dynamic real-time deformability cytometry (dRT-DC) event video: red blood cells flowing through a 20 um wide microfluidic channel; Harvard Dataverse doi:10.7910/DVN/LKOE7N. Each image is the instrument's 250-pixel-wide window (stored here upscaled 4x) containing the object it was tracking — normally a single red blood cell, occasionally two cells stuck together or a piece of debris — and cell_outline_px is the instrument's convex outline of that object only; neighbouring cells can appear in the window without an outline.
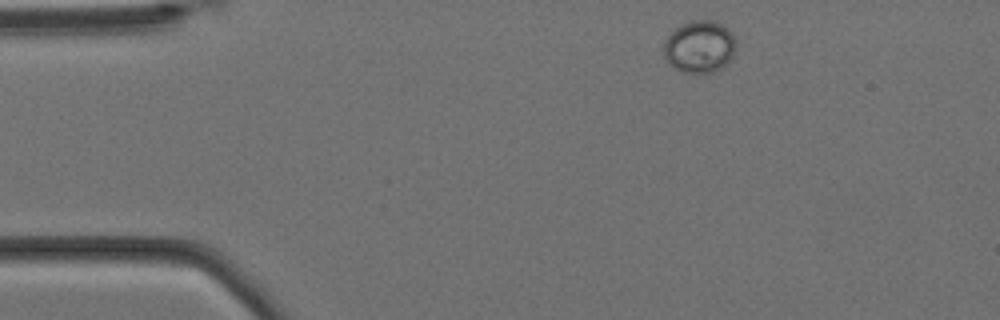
{"species": "Egyptian fruit bat (a non-hibernating species)", "species_latin": "Rousettus aegyptiacus", "temperature_condition": "cold", "stored_images_in_passage": 4, "camera_frame_rate_fps": 3000, "um_per_image_px": 0.085, "animal": {"sex": "female"}, "frame": {"image": 1, "passage_image": 1, "time_ms": 0.0, "image_size_px": [1000, 320], "cell_outline_px": [[736, 48], [732, 56], [720, 68], [712, 72], [680, 72], [668, 64], [664, 60], [664, 40], [676, 28], [692, 20], [716, 20], [732, 32], [736, 40]], "centroid_in_image_um": [59.45, 3.96], "position_along_channel_um": 25.6, "area_um2": 22.02}}
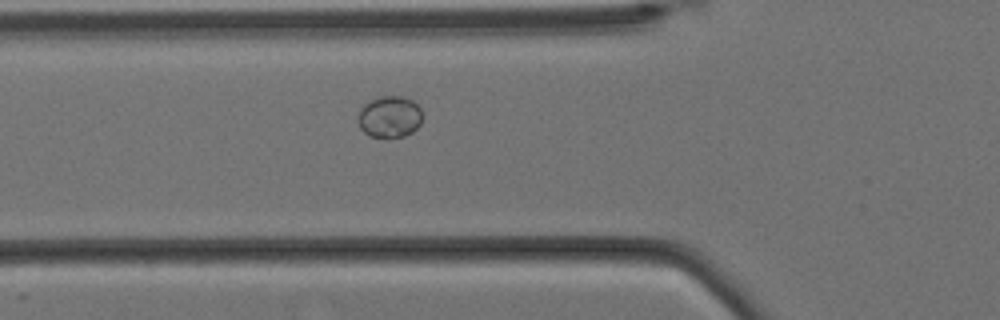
{"frame": {"image": 2, "passage_image": 4, "time_ms": 1.0, "image_size_px": [1000, 320], "cell_outline_px": [[420, 124], [412, 132], [404, 136], [368, 136], [360, 128], [356, 120], [356, 116], [360, 108], [364, 104], [380, 96], [404, 96], [412, 100], [420, 108]], "centroid_in_image_um": [33.06, 9.91], "position_along_channel_um": 92.7, "area_um2": 15.55}}